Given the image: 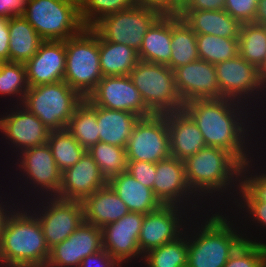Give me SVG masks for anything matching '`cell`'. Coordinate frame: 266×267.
<instances>
[{"label":"cell","instance_id":"8992f818","mask_svg":"<svg viewBox=\"0 0 266 267\" xmlns=\"http://www.w3.org/2000/svg\"><path fill=\"white\" fill-rule=\"evenodd\" d=\"M65 51L63 80L83 98H88L103 78L98 33L92 27H85L79 34L65 40Z\"/></svg>","mask_w":266,"mask_h":267},{"label":"cell","instance_id":"6da1fadb","mask_svg":"<svg viewBox=\"0 0 266 267\" xmlns=\"http://www.w3.org/2000/svg\"><path fill=\"white\" fill-rule=\"evenodd\" d=\"M183 110L200 129L206 146L230 152L242 165L266 149L265 122L241 102L227 98L198 99L185 103Z\"/></svg>","mask_w":266,"mask_h":267},{"label":"cell","instance_id":"9c48e42d","mask_svg":"<svg viewBox=\"0 0 266 267\" xmlns=\"http://www.w3.org/2000/svg\"><path fill=\"white\" fill-rule=\"evenodd\" d=\"M214 66L221 98L232 99L247 105L265 122L266 88L259 78L258 68L248 63L239 54Z\"/></svg>","mask_w":266,"mask_h":267},{"label":"cell","instance_id":"f6af8a7d","mask_svg":"<svg viewBox=\"0 0 266 267\" xmlns=\"http://www.w3.org/2000/svg\"><path fill=\"white\" fill-rule=\"evenodd\" d=\"M1 185L2 183L0 184V239H1L2 232L4 230L8 217L14 211V209L19 205L18 199L13 194L9 186L6 185L5 187V190L6 188L7 190H9V193H8L7 190L5 192V190L1 189V187L4 188V186H1Z\"/></svg>","mask_w":266,"mask_h":267},{"label":"cell","instance_id":"44dd1931","mask_svg":"<svg viewBox=\"0 0 266 267\" xmlns=\"http://www.w3.org/2000/svg\"><path fill=\"white\" fill-rule=\"evenodd\" d=\"M107 182L97 163L86 151L76 164L62 172L58 198L82 202L96 190L105 187Z\"/></svg>","mask_w":266,"mask_h":267},{"label":"cell","instance_id":"5bb4252c","mask_svg":"<svg viewBox=\"0 0 266 267\" xmlns=\"http://www.w3.org/2000/svg\"><path fill=\"white\" fill-rule=\"evenodd\" d=\"M152 191L162 205L182 206L193 215L209 209L189 188L184 161L172 156L156 163Z\"/></svg>","mask_w":266,"mask_h":267},{"label":"cell","instance_id":"ee69618b","mask_svg":"<svg viewBox=\"0 0 266 267\" xmlns=\"http://www.w3.org/2000/svg\"><path fill=\"white\" fill-rule=\"evenodd\" d=\"M127 169L131 176L144 186L153 190L154 179L156 174V163L145 161H127Z\"/></svg>","mask_w":266,"mask_h":267},{"label":"cell","instance_id":"8d00e7d4","mask_svg":"<svg viewBox=\"0 0 266 267\" xmlns=\"http://www.w3.org/2000/svg\"><path fill=\"white\" fill-rule=\"evenodd\" d=\"M239 55L259 68L266 57V26L244 23L238 37Z\"/></svg>","mask_w":266,"mask_h":267},{"label":"cell","instance_id":"9f6ffc18","mask_svg":"<svg viewBox=\"0 0 266 267\" xmlns=\"http://www.w3.org/2000/svg\"><path fill=\"white\" fill-rule=\"evenodd\" d=\"M28 267H53L47 263H44V264H37V265H30Z\"/></svg>","mask_w":266,"mask_h":267},{"label":"cell","instance_id":"681fc988","mask_svg":"<svg viewBox=\"0 0 266 267\" xmlns=\"http://www.w3.org/2000/svg\"><path fill=\"white\" fill-rule=\"evenodd\" d=\"M9 18L0 17V62L9 61Z\"/></svg>","mask_w":266,"mask_h":267},{"label":"cell","instance_id":"ba28073f","mask_svg":"<svg viewBox=\"0 0 266 267\" xmlns=\"http://www.w3.org/2000/svg\"><path fill=\"white\" fill-rule=\"evenodd\" d=\"M23 17L44 41H65L85 28L77 0H29Z\"/></svg>","mask_w":266,"mask_h":267},{"label":"cell","instance_id":"d590c367","mask_svg":"<svg viewBox=\"0 0 266 267\" xmlns=\"http://www.w3.org/2000/svg\"><path fill=\"white\" fill-rule=\"evenodd\" d=\"M28 89L25 64L0 62V102L3 98L11 102L7 105H20Z\"/></svg>","mask_w":266,"mask_h":267},{"label":"cell","instance_id":"9a60e30c","mask_svg":"<svg viewBox=\"0 0 266 267\" xmlns=\"http://www.w3.org/2000/svg\"><path fill=\"white\" fill-rule=\"evenodd\" d=\"M127 161L157 163L171 156L165 115L140 118L134 125L126 147Z\"/></svg>","mask_w":266,"mask_h":267},{"label":"cell","instance_id":"7c38bea8","mask_svg":"<svg viewBox=\"0 0 266 267\" xmlns=\"http://www.w3.org/2000/svg\"><path fill=\"white\" fill-rule=\"evenodd\" d=\"M37 216L50 248L67 239L84 221L82 203L46 197L26 204Z\"/></svg>","mask_w":266,"mask_h":267},{"label":"cell","instance_id":"e0dca14e","mask_svg":"<svg viewBox=\"0 0 266 267\" xmlns=\"http://www.w3.org/2000/svg\"><path fill=\"white\" fill-rule=\"evenodd\" d=\"M88 99L95 106L135 113L140 118L154 115L129 75L103 77Z\"/></svg>","mask_w":266,"mask_h":267},{"label":"cell","instance_id":"74e56055","mask_svg":"<svg viewBox=\"0 0 266 267\" xmlns=\"http://www.w3.org/2000/svg\"><path fill=\"white\" fill-rule=\"evenodd\" d=\"M47 144L61 172L76 164L87 151L67 129L51 131Z\"/></svg>","mask_w":266,"mask_h":267},{"label":"cell","instance_id":"1f68e13d","mask_svg":"<svg viewBox=\"0 0 266 267\" xmlns=\"http://www.w3.org/2000/svg\"><path fill=\"white\" fill-rule=\"evenodd\" d=\"M170 69L186 65L199 59L197 34L180 18L172 15Z\"/></svg>","mask_w":266,"mask_h":267},{"label":"cell","instance_id":"3957f363","mask_svg":"<svg viewBox=\"0 0 266 267\" xmlns=\"http://www.w3.org/2000/svg\"><path fill=\"white\" fill-rule=\"evenodd\" d=\"M184 166L189 188L207 208L227 209L235 201L242 164L230 152L206 146L185 159Z\"/></svg>","mask_w":266,"mask_h":267},{"label":"cell","instance_id":"f5cc1de1","mask_svg":"<svg viewBox=\"0 0 266 267\" xmlns=\"http://www.w3.org/2000/svg\"><path fill=\"white\" fill-rule=\"evenodd\" d=\"M258 74L262 84L266 88V57L261 66L258 68Z\"/></svg>","mask_w":266,"mask_h":267},{"label":"cell","instance_id":"7402d4cb","mask_svg":"<svg viewBox=\"0 0 266 267\" xmlns=\"http://www.w3.org/2000/svg\"><path fill=\"white\" fill-rule=\"evenodd\" d=\"M29 87L63 81L66 68L65 41H44L25 63Z\"/></svg>","mask_w":266,"mask_h":267},{"label":"cell","instance_id":"c3c4849f","mask_svg":"<svg viewBox=\"0 0 266 267\" xmlns=\"http://www.w3.org/2000/svg\"><path fill=\"white\" fill-rule=\"evenodd\" d=\"M29 0H0V17L23 16Z\"/></svg>","mask_w":266,"mask_h":267},{"label":"cell","instance_id":"603a6c76","mask_svg":"<svg viewBox=\"0 0 266 267\" xmlns=\"http://www.w3.org/2000/svg\"><path fill=\"white\" fill-rule=\"evenodd\" d=\"M164 115L167 119L172 157L184 161L206 147L200 129L184 110Z\"/></svg>","mask_w":266,"mask_h":267},{"label":"cell","instance_id":"277c9868","mask_svg":"<svg viewBox=\"0 0 266 267\" xmlns=\"http://www.w3.org/2000/svg\"><path fill=\"white\" fill-rule=\"evenodd\" d=\"M49 247L36 214L19 204L7 219L0 239V267L47 263Z\"/></svg>","mask_w":266,"mask_h":267},{"label":"cell","instance_id":"b9f144b4","mask_svg":"<svg viewBox=\"0 0 266 267\" xmlns=\"http://www.w3.org/2000/svg\"><path fill=\"white\" fill-rule=\"evenodd\" d=\"M262 264V243L244 241L230 256L224 267H259Z\"/></svg>","mask_w":266,"mask_h":267},{"label":"cell","instance_id":"d6986e66","mask_svg":"<svg viewBox=\"0 0 266 267\" xmlns=\"http://www.w3.org/2000/svg\"><path fill=\"white\" fill-rule=\"evenodd\" d=\"M101 249L102 228L83 221L67 239L50 248L47 264L53 267H79L86 256Z\"/></svg>","mask_w":266,"mask_h":267},{"label":"cell","instance_id":"52a82bcc","mask_svg":"<svg viewBox=\"0 0 266 267\" xmlns=\"http://www.w3.org/2000/svg\"><path fill=\"white\" fill-rule=\"evenodd\" d=\"M84 98L64 80L29 87L21 105L51 131L66 129L70 118Z\"/></svg>","mask_w":266,"mask_h":267},{"label":"cell","instance_id":"2e32d148","mask_svg":"<svg viewBox=\"0 0 266 267\" xmlns=\"http://www.w3.org/2000/svg\"><path fill=\"white\" fill-rule=\"evenodd\" d=\"M192 213L177 205H161L144 215L138 245L142 255L180 237Z\"/></svg>","mask_w":266,"mask_h":267},{"label":"cell","instance_id":"11a10c76","mask_svg":"<svg viewBox=\"0 0 266 267\" xmlns=\"http://www.w3.org/2000/svg\"><path fill=\"white\" fill-rule=\"evenodd\" d=\"M262 265L266 267V243L262 244Z\"/></svg>","mask_w":266,"mask_h":267},{"label":"cell","instance_id":"f35d334b","mask_svg":"<svg viewBox=\"0 0 266 267\" xmlns=\"http://www.w3.org/2000/svg\"><path fill=\"white\" fill-rule=\"evenodd\" d=\"M87 151L107 181L127 169L126 148L99 141Z\"/></svg>","mask_w":266,"mask_h":267},{"label":"cell","instance_id":"7a4b0ae2","mask_svg":"<svg viewBox=\"0 0 266 267\" xmlns=\"http://www.w3.org/2000/svg\"><path fill=\"white\" fill-rule=\"evenodd\" d=\"M185 230L187 267H224L245 241L239 220L226 208H210L193 215Z\"/></svg>","mask_w":266,"mask_h":267},{"label":"cell","instance_id":"836d02e7","mask_svg":"<svg viewBox=\"0 0 266 267\" xmlns=\"http://www.w3.org/2000/svg\"><path fill=\"white\" fill-rule=\"evenodd\" d=\"M227 209L236 216L240 225H242L241 230L243 232L245 241L262 244L266 243V240L263 238L266 234V202H233L230 206H228ZM251 229L256 233L259 231V234H254ZM251 233L256 236L252 235ZM262 234L263 236H261Z\"/></svg>","mask_w":266,"mask_h":267},{"label":"cell","instance_id":"4dcf8cb0","mask_svg":"<svg viewBox=\"0 0 266 267\" xmlns=\"http://www.w3.org/2000/svg\"><path fill=\"white\" fill-rule=\"evenodd\" d=\"M263 152L242 165L240 188L234 202H266V151L265 155Z\"/></svg>","mask_w":266,"mask_h":267},{"label":"cell","instance_id":"484cf974","mask_svg":"<svg viewBox=\"0 0 266 267\" xmlns=\"http://www.w3.org/2000/svg\"><path fill=\"white\" fill-rule=\"evenodd\" d=\"M172 15H161L146 32L138 52L139 61L170 68Z\"/></svg>","mask_w":266,"mask_h":267},{"label":"cell","instance_id":"8fae6325","mask_svg":"<svg viewBox=\"0 0 266 267\" xmlns=\"http://www.w3.org/2000/svg\"><path fill=\"white\" fill-rule=\"evenodd\" d=\"M160 16L156 10L135 5L102 17L92 28L104 40L139 52L146 32Z\"/></svg>","mask_w":266,"mask_h":267},{"label":"cell","instance_id":"f1b7e54d","mask_svg":"<svg viewBox=\"0 0 266 267\" xmlns=\"http://www.w3.org/2000/svg\"><path fill=\"white\" fill-rule=\"evenodd\" d=\"M9 61L25 64L44 40L23 16L9 18Z\"/></svg>","mask_w":266,"mask_h":267},{"label":"cell","instance_id":"7bdbcfd3","mask_svg":"<svg viewBox=\"0 0 266 267\" xmlns=\"http://www.w3.org/2000/svg\"><path fill=\"white\" fill-rule=\"evenodd\" d=\"M258 0H225L224 10L241 24L254 23Z\"/></svg>","mask_w":266,"mask_h":267},{"label":"cell","instance_id":"ab89813d","mask_svg":"<svg viewBox=\"0 0 266 267\" xmlns=\"http://www.w3.org/2000/svg\"><path fill=\"white\" fill-rule=\"evenodd\" d=\"M199 59L218 64L239 54L238 39L197 34Z\"/></svg>","mask_w":266,"mask_h":267},{"label":"cell","instance_id":"83f0119b","mask_svg":"<svg viewBox=\"0 0 266 267\" xmlns=\"http://www.w3.org/2000/svg\"><path fill=\"white\" fill-rule=\"evenodd\" d=\"M139 119L135 113L97 106L99 141L126 148Z\"/></svg>","mask_w":266,"mask_h":267},{"label":"cell","instance_id":"d4e9b609","mask_svg":"<svg viewBox=\"0 0 266 267\" xmlns=\"http://www.w3.org/2000/svg\"><path fill=\"white\" fill-rule=\"evenodd\" d=\"M81 203L84 221L100 228L118 221L130 212L124 201L108 184L96 190Z\"/></svg>","mask_w":266,"mask_h":267},{"label":"cell","instance_id":"ffe728a7","mask_svg":"<svg viewBox=\"0 0 266 267\" xmlns=\"http://www.w3.org/2000/svg\"><path fill=\"white\" fill-rule=\"evenodd\" d=\"M176 87L183 103L221 98L215 66L198 59L174 70Z\"/></svg>","mask_w":266,"mask_h":267},{"label":"cell","instance_id":"4fadbf2b","mask_svg":"<svg viewBox=\"0 0 266 267\" xmlns=\"http://www.w3.org/2000/svg\"><path fill=\"white\" fill-rule=\"evenodd\" d=\"M5 106L7 112L4 109L0 114V140L5 150L11 149L10 163L21 151L46 144L51 130L21 104Z\"/></svg>","mask_w":266,"mask_h":267},{"label":"cell","instance_id":"db71d44e","mask_svg":"<svg viewBox=\"0 0 266 267\" xmlns=\"http://www.w3.org/2000/svg\"><path fill=\"white\" fill-rule=\"evenodd\" d=\"M189 0H173V3L181 10Z\"/></svg>","mask_w":266,"mask_h":267},{"label":"cell","instance_id":"ac0fdd59","mask_svg":"<svg viewBox=\"0 0 266 267\" xmlns=\"http://www.w3.org/2000/svg\"><path fill=\"white\" fill-rule=\"evenodd\" d=\"M143 213L129 212L116 222L102 228L103 248L119 263H141L142 254L138 245ZM137 262H135V261Z\"/></svg>","mask_w":266,"mask_h":267},{"label":"cell","instance_id":"816d5d0a","mask_svg":"<svg viewBox=\"0 0 266 267\" xmlns=\"http://www.w3.org/2000/svg\"><path fill=\"white\" fill-rule=\"evenodd\" d=\"M254 23L266 26V0H258Z\"/></svg>","mask_w":266,"mask_h":267},{"label":"cell","instance_id":"6f0895ef","mask_svg":"<svg viewBox=\"0 0 266 267\" xmlns=\"http://www.w3.org/2000/svg\"><path fill=\"white\" fill-rule=\"evenodd\" d=\"M131 266V263H119L117 267H129Z\"/></svg>","mask_w":266,"mask_h":267},{"label":"cell","instance_id":"d6a6232c","mask_svg":"<svg viewBox=\"0 0 266 267\" xmlns=\"http://www.w3.org/2000/svg\"><path fill=\"white\" fill-rule=\"evenodd\" d=\"M66 129L86 150L99 142L97 106L84 98L75 109Z\"/></svg>","mask_w":266,"mask_h":267},{"label":"cell","instance_id":"e575fe53","mask_svg":"<svg viewBox=\"0 0 266 267\" xmlns=\"http://www.w3.org/2000/svg\"><path fill=\"white\" fill-rule=\"evenodd\" d=\"M187 231L176 240L151 249L142 256L141 267H187ZM147 265V266H146Z\"/></svg>","mask_w":266,"mask_h":267},{"label":"cell","instance_id":"30bf717a","mask_svg":"<svg viewBox=\"0 0 266 267\" xmlns=\"http://www.w3.org/2000/svg\"><path fill=\"white\" fill-rule=\"evenodd\" d=\"M129 77L153 114L183 110L184 103L176 87L174 71L167 65L139 61Z\"/></svg>","mask_w":266,"mask_h":267},{"label":"cell","instance_id":"7dc6e473","mask_svg":"<svg viewBox=\"0 0 266 267\" xmlns=\"http://www.w3.org/2000/svg\"><path fill=\"white\" fill-rule=\"evenodd\" d=\"M136 5L158 11L161 15H179L180 9L173 0H135Z\"/></svg>","mask_w":266,"mask_h":267},{"label":"cell","instance_id":"bcb514c9","mask_svg":"<svg viewBox=\"0 0 266 267\" xmlns=\"http://www.w3.org/2000/svg\"><path fill=\"white\" fill-rule=\"evenodd\" d=\"M119 262L104 248L97 253L86 256L79 267H117Z\"/></svg>","mask_w":266,"mask_h":267},{"label":"cell","instance_id":"5b68a950","mask_svg":"<svg viewBox=\"0 0 266 267\" xmlns=\"http://www.w3.org/2000/svg\"><path fill=\"white\" fill-rule=\"evenodd\" d=\"M15 158L12 159V163L7 165L8 167L14 165L10 167V170L13 171V174L10 175L14 177L8 183L12 182L13 179H15L14 181L17 180V183L12 182L11 186L15 185L11 191L15 192L13 194L18 199L19 204H27L39 198L58 197L62 172L58 169L47 143L25 149L18 153ZM18 196L21 198L19 199Z\"/></svg>","mask_w":266,"mask_h":267},{"label":"cell","instance_id":"f546056e","mask_svg":"<svg viewBox=\"0 0 266 267\" xmlns=\"http://www.w3.org/2000/svg\"><path fill=\"white\" fill-rule=\"evenodd\" d=\"M98 44L103 77L129 75L139 62L138 52L125 44L106 41L99 34Z\"/></svg>","mask_w":266,"mask_h":267},{"label":"cell","instance_id":"60d3db41","mask_svg":"<svg viewBox=\"0 0 266 267\" xmlns=\"http://www.w3.org/2000/svg\"><path fill=\"white\" fill-rule=\"evenodd\" d=\"M77 2L85 27H92L102 17L136 5L135 0H77Z\"/></svg>","mask_w":266,"mask_h":267},{"label":"cell","instance_id":"f907efd6","mask_svg":"<svg viewBox=\"0 0 266 267\" xmlns=\"http://www.w3.org/2000/svg\"><path fill=\"white\" fill-rule=\"evenodd\" d=\"M225 0H189L181 10H224Z\"/></svg>","mask_w":266,"mask_h":267},{"label":"cell","instance_id":"4316f807","mask_svg":"<svg viewBox=\"0 0 266 267\" xmlns=\"http://www.w3.org/2000/svg\"><path fill=\"white\" fill-rule=\"evenodd\" d=\"M107 184L124 201L130 212L147 214L162 205L151 188L144 186L126 171L110 178Z\"/></svg>","mask_w":266,"mask_h":267},{"label":"cell","instance_id":"cb8c5ba5","mask_svg":"<svg viewBox=\"0 0 266 267\" xmlns=\"http://www.w3.org/2000/svg\"><path fill=\"white\" fill-rule=\"evenodd\" d=\"M196 33L238 39L242 24L225 10H180L178 15Z\"/></svg>","mask_w":266,"mask_h":267}]
</instances>
